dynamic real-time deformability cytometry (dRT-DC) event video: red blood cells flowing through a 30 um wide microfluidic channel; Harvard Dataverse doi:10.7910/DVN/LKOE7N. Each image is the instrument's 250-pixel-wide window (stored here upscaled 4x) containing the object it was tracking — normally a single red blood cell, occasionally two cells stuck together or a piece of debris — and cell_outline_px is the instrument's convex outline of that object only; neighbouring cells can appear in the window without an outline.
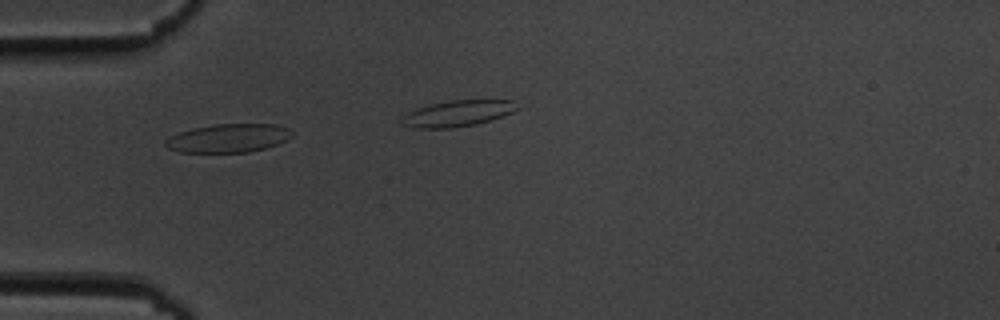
{"species": "common noctule bat (a hibernating species)", "species_latin": "Nyctalus noctula", "temperature_condition": "cold", "stored_images_in_passage": 7, "camera_frame_rate_fps": 3000, "um_per_image_px": 0.085, "animal": {"sex": "male", "body_mass_g": 19.5, "forearm_length_mm": 54.6}, "frame": {"image": 1, "passage_image": 3, "time_ms": 0.667, "image_size_px": [1000, 320], "cell_outline_px": [[292, 136], [276, 144], [264, 148], [248, 152], [180, 152], [168, 148], [164, 144], [164, 140], [168, 136], [192, 128], [216, 124], [276, 124], [288, 128], [292, 132]], "centroid_in_image_um": [19.36, 11.74], "position_along_channel_um": 65.6, "area_um2": 20.92}}